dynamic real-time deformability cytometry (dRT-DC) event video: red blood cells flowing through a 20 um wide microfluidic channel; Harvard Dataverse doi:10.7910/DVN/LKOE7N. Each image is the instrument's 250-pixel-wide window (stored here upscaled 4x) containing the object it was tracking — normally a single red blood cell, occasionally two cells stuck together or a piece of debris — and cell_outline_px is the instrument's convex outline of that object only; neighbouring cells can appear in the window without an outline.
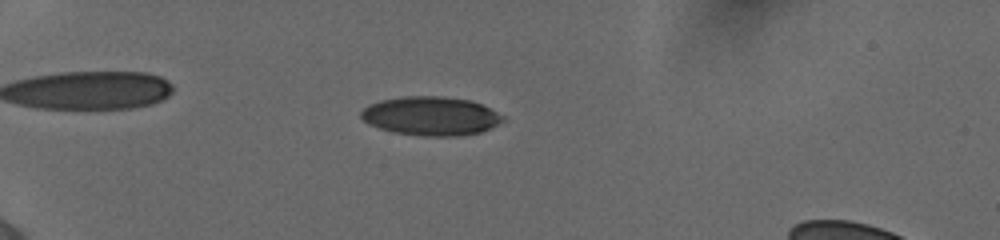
{"species": "human", "species_latin": "Homo sapiens", "temperature_condition": "cold", "stored_images_in_passage": 57, "camera_frame_rate_fps": 3000, "um_per_image_px": 0.085, "donor": {"sex": "female"}, "frame": {"image": 1, "passage_image": 19, "time_ms": 6.0, "image_size_px": [1000, 240], "cell_outline_px": [[504, 120], [492, 128], [480, 132], [460, 136], [424, 136], [392, 132], [368, 124], [360, 116], [360, 112], [364, 108], [380, 100], [404, 96], [440, 96], [472, 100], [504, 116]], "centroid_in_image_um": [36.62, 9.86], "position_along_channel_um": 48.4, "area_um2": 32.08}}
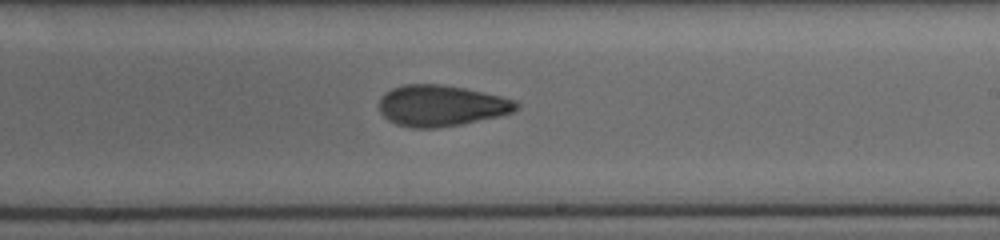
{"frame": {"image": 2, "passage_image": 38, "time_ms": 12.333, "image_size_px": [1000, 240], "cell_outline_px": [[520, 108], [512, 112], [496, 116], [460, 124], [436, 128], [412, 128], [396, 124], [388, 120], [380, 112], [380, 100], [384, 92], [392, 88], [404, 84], [440, 84], [464, 88], [500, 96], [516, 100], [520, 104]], "centroid_in_image_um": [37.48, 8.98], "position_along_channel_um": 251.5, "area_um2": 32.71}}
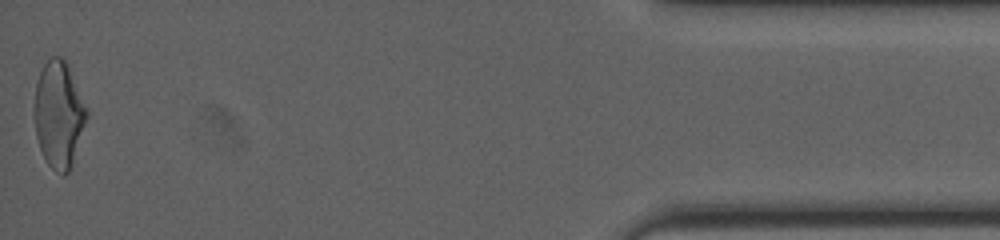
{"frame": {"image": 3, "passage_image": 57, "time_ms": 18.667, "image_size_px": [1000, 240], "cell_outline_px": [[88, 116], [68, 172], [64, 176], [56, 172], [48, 164], [40, 148], [36, 136], [32, 112], [36, 84], [40, 72], [44, 64], [52, 56], [60, 56], [68, 64], [88, 108]], "centroid_in_image_um": [4.98, 9.69], "position_along_channel_um": 430.2, "area_um2": 32.66}, "authors_computed_cell_mechanics": {"area_um2": 32.0212, "velocity_mm_per_s": 3.8921, "shape_relaxation_time_tau1_ms": 3.9492, "shape_relaxation_time_tau2_ms": 2.4109, "deformation_change_tau1": 0.1498, "deformation_change_tau2": 0.0936}}